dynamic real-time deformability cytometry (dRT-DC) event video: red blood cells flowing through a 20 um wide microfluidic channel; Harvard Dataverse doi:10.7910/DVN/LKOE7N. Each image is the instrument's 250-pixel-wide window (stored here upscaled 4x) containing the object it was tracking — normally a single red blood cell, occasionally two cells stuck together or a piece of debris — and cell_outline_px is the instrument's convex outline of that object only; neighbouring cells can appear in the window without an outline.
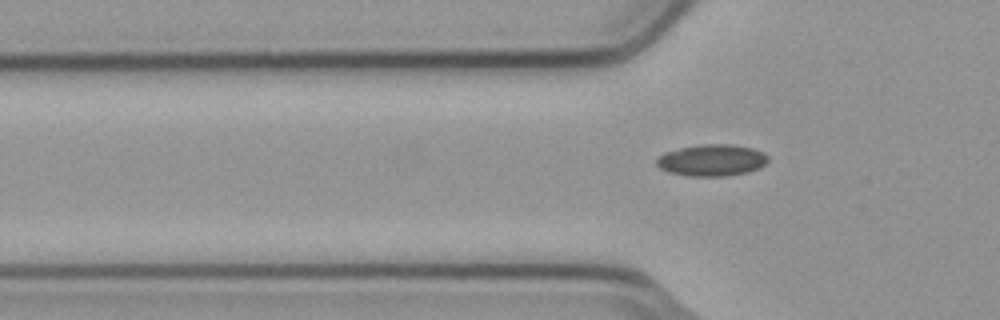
{"species": "common noctule bat (a hibernating species)", "species_latin": "Nyctalus noctula", "temperature_condition": "cold", "stored_images_in_passage": 4, "segment_of_instrument_passage": [2, 2], "camera_frame_rate_fps": 3000, "um_per_image_px": 0.085, "animal": {"sex": "male", "body_mass_g": 23.1, "forearm_length_mm": 52.7}, "frame": {"image": 1, "passage_image": 4, "time_ms": 1.0, "image_size_px": [1000, 320], "cell_outline_px": [[768, 160], [760, 168], [748, 172], [724, 176], [688, 176], [668, 172], [660, 168], [656, 164], [656, 160], [664, 152], [680, 148], [704, 144], [732, 144], [752, 148], [764, 152], [768, 156]], "centroid_in_image_um": [60.51, 13.62], "position_along_channel_um": 65.3, "area_um2": 20.58}}